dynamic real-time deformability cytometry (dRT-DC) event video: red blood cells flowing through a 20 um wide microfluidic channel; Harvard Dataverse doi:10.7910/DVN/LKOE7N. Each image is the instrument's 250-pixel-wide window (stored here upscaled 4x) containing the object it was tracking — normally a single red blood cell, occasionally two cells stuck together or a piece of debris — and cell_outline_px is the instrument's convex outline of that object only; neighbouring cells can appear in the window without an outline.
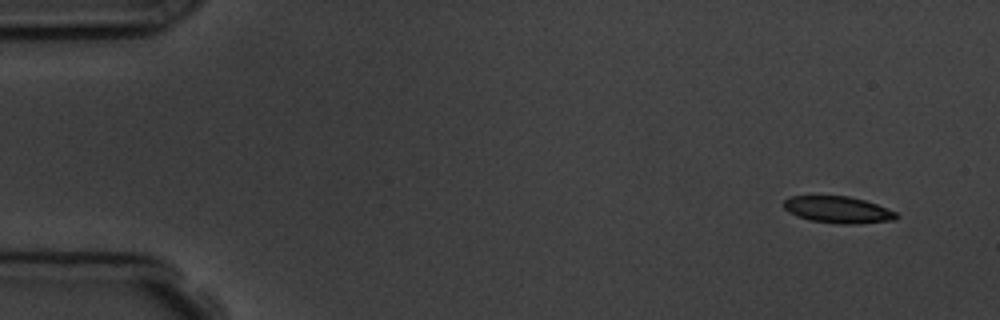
{"species": "common noctule bat (a hibernating species)", "species_latin": "Nyctalus noctula", "temperature_condition": "room temperature", "stored_images_in_passage": 5, "camera_frame_rate_fps": 3000, "um_per_image_px": 0.085, "animal": {"sex": "male", "body_mass_g": 19.5, "forearm_length_mm": 54.6}, "frame": {"image": 1, "passage_image": 1, "time_ms": 0.0, "image_size_px": [1000, 320], "cell_outline_px": [[900, 216], [896, 220], [856, 224], [836, 224], [808, 220], [796, 216], [788, 212], [784, 208], [784, 200], [792, 196], [848, 196], [864, 200], [876, 204], [896, 212]], "centroid_in_image_um": [71.23, 17.84], "position_along_channel_um": 13.8, "area_um2": 17.69}}
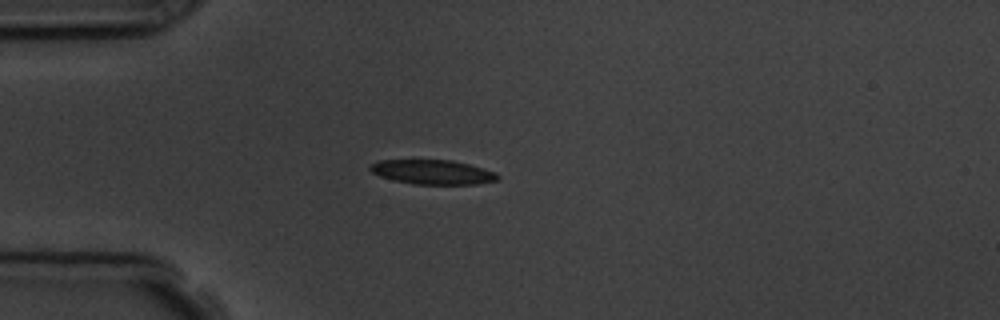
{"frame": {"image": 2, "passage_image": 4, "time_ms": 3.667, "image_size_px": [1000, 320], "cell_outline_px": [[500, 176], [496, 180], [476, 184], [412, 184], [380, 176], [372, 172], [368, 168], [372, 164], [380, 160], [452, 160], [468, 164], [496, 172]], "centroid_in_image_um": [36.78, 14.62], "position_along_channel_um": 48.2, "area_um2": 17.98}}